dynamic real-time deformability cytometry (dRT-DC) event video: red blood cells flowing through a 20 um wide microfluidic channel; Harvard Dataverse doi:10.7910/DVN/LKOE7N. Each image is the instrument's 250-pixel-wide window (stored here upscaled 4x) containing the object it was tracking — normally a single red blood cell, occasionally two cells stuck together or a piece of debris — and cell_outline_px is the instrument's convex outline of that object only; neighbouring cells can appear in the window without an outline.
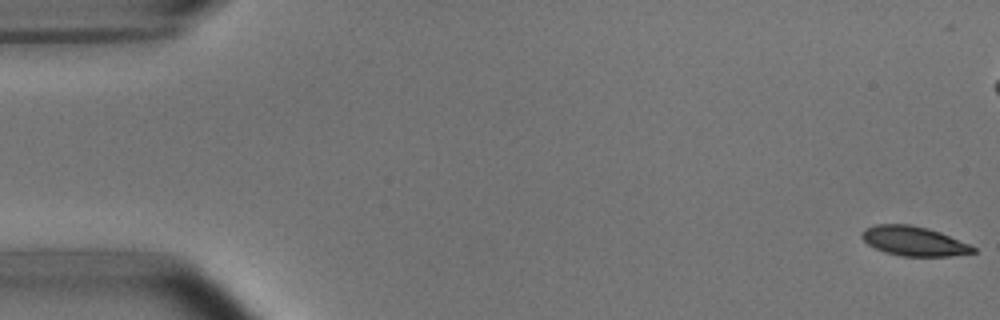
{"species": "common noctule bat (a hibernating species)", "species_latin": "Nyctalus noctula", "temperature_condition": "room temperature", "stored_images_in_passage": 55, "camera_frame_rate_fps": 3000, "um_per_image_px": 0.085, "animal": {"sex": "male", "body_mass_g": 15.6}, "frame": {"image": 1, "passage_image": 1, "time_ms": 0.0, "image_size_px": [1000, 320], "cell_outline_px": [[976, 252], [952, 256], [900, 256], [884, 252], [868, 244], [860, 236], [860, 232], [864, 228], [876, 224], [908, 224], [928, 228], [940, 232], [968, 244], [976, 248]], "centroid_in_image_um": [77.64, 20.49], "position_along_channel_um": 7.4, "area_um2": 19.13}}
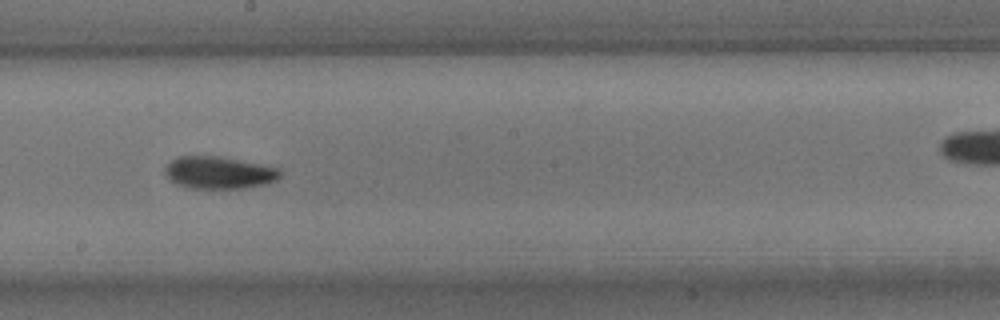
{"frame": {"image": 2, "passage_image": 30, "time_ms": 9.667, "image_size_px": [1000, 320], "cell_outline_px": [[280, 176], [276, 180], [264, 184], [244, 188], [188, 188], [176, 184], [164, 172], [164, 168], [176, 156], [216, 156], [260, 164], [280, 168]], "centroid_in_image_um": [18.59, 14.67], "position_along_channel_um": 229.6, "area_um2": 21.44}}
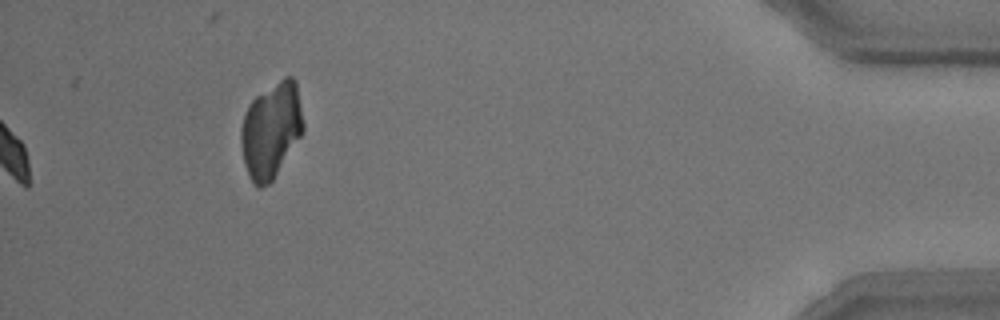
{"frame": {"image": 3, "passage_image": 55, "time_ms": 18.0, "image_size_px": [1000, 320], "cell_outline_px": [[304, 132], [272, 180], [268, 184], [260, 188], [256, 188], [252, 184], [248, 176], [244, 164], [240, 144], [240, 128], [248, 104], [256, 96], [284, 76], [292, 76], [296, 80], [304, 124]], "centroid_in_image_um": [23.03, 11.07], "position_along_channel_um": 412.2, "area_um2": 35.03}, "authors_computed_cell_mechanics": {"area_um2": 20.4612, "velocity_mm_per_s": 3.7239, "shape_relaxation_time_tau1_ms": 2.5745, "shape_relaxation_time_tau2_ms": 1.408, "deformation_change_tau1": 0.1195, "deformation_change_tau2": 0.0703}}